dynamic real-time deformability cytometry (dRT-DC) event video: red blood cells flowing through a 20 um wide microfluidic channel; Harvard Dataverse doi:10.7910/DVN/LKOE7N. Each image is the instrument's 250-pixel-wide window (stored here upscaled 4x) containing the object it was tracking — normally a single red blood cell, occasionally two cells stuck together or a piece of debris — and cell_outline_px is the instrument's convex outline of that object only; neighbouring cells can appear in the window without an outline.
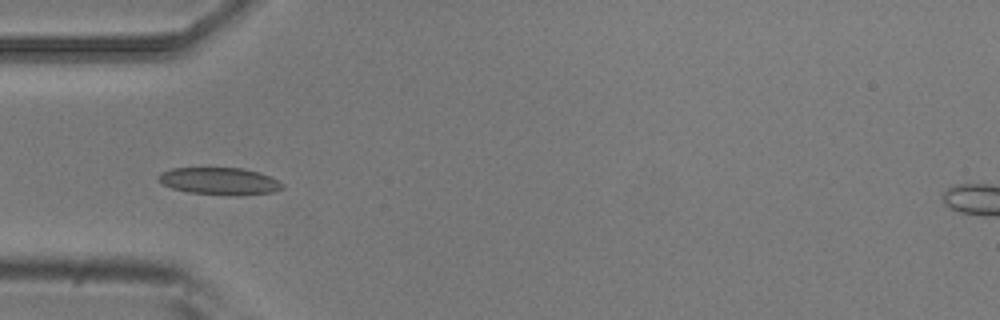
{"species": "common noctule bat (a hibernating species)", "species_latin": "Nyctalus noctula", "temperature_condition": "room temperature", "stored_images_in_passage": 11, "camera_frame_rate_fps": 3000, "um_per_image_px": 0.085, "animal": {"sex": "male", "body_mass_g": 20.5, "forearm_length_mm": 52.5}, "frame": {"image": 1, "passage_image": 1, "time_ms": 0.0, "image_size_px": [1000, 320], "cell_outline_px": [[284, 188], [276, 192], [232, 196], [188, 192], [172, 188], [156, 180], [156, 176], [160, 172], [172, 168], [240, 168], [260, 172], [284, 184]], "centroid_in_image_um": [18.65, 15.4], "position_along_channel_um": 66.4, "area_um2": 19.83}}
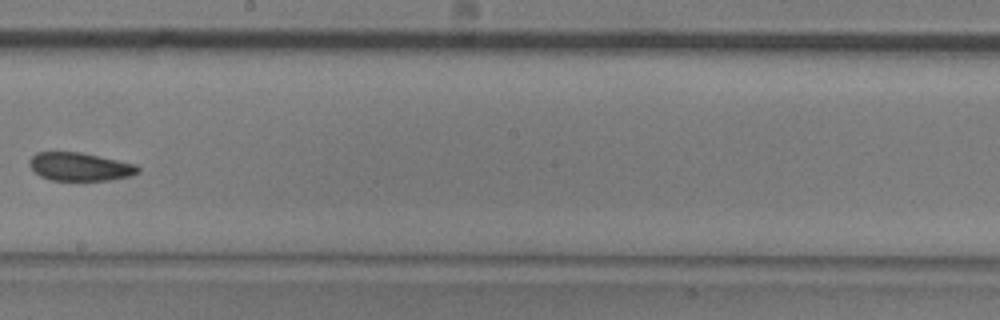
{"frame": {"image": 2, "passage_image": 5, "time_ms": 1.333, "image_size_px": [1000, 320], "cell_outline_px": [[140, 172], [132, 176], [112, 180], [52, 180], [40, 176], [28, 164], [28, 160], [36, 152], [80, 152], [136, 164], [140, 168]], "centroid_in_image_um": [6.81, 14.17], "position_along_channel_um": 241.4, "area_um2": 17.92}}
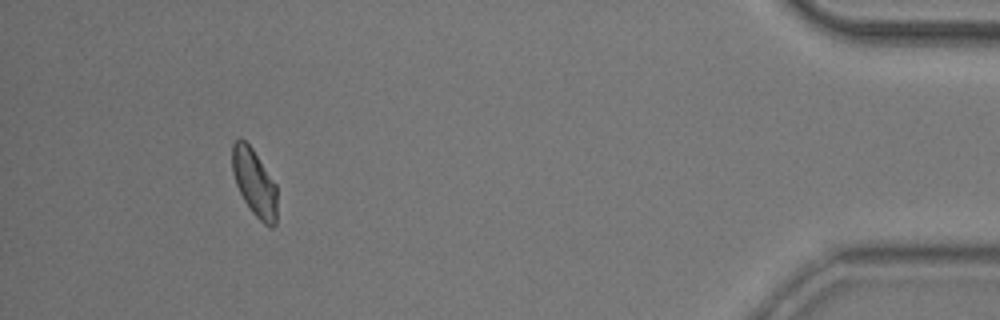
{"frame": {"image": 3, "passage_image": 10, "time_ms": 3.0, "image_size_px": [1000, 320], "cell_outline_px": [[276, 224], [272, 228], [268, 228], [252, 212], [244, 200], [236, 184], [232, 172], [232, 144], [236, 140], [244, 140], [252, 148], [276, 184]], "centroid_in_image_um": [21.63, 15.55], "position_along_channel_um": 413.6, "area_um2": 17.4}}